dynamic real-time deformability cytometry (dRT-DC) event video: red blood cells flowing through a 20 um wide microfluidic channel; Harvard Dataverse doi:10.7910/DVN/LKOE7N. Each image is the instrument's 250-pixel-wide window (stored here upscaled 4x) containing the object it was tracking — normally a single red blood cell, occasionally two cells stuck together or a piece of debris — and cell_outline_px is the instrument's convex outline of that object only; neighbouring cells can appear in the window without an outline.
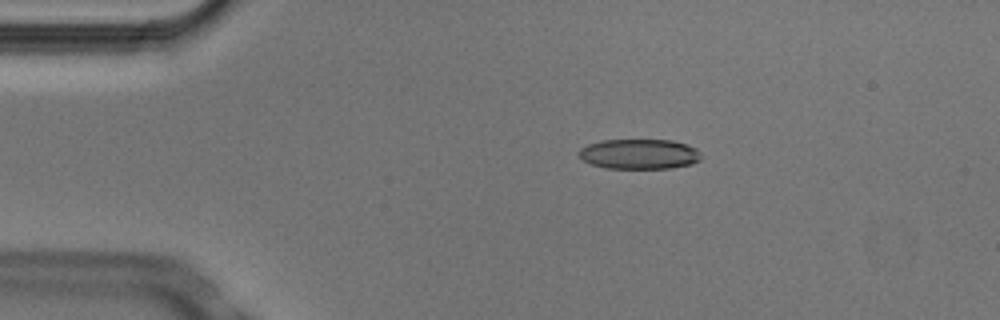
{"species": "Egyptian fruit bat (a non-hibernating species)", "species_latin": "Rousettus aegyptiacus", "temperature_condition": "cold", "stored_images_in_passage": 5, "camera_frame_rate_fps": 3000, "um_per_image_px": 0.085, "animal": {"sex": "male"}, "frame": {"image": 1, "passage_image": 2, "time_ms": 0.333, "image_size_px": [1000, 320], "cell_outline_px": [[700, 160], [692, 164], [672, 168], [608, 168], [592, 164], [584, 160], [580, 156], [580, 148], [588, 144], [600, 140], [672, 140], [688, 144], [696, 148], [700, 152]], "centroid_in_image_um": [54.38, 13.08], "position_along_channel_um": 30.6, "area_um2": 21.39}}